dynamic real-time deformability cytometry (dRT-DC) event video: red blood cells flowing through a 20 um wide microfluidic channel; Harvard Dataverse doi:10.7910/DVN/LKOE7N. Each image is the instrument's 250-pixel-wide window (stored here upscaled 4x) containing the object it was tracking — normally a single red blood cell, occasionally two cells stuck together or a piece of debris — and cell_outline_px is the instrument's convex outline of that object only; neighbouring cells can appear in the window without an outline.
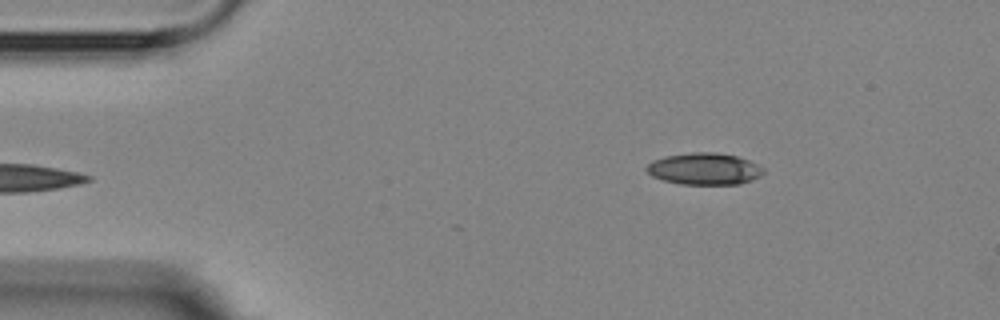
{"species": "Egyptian fruit bat (a non-hibernating species)", "species_latin": "Rousettus aegyptiacus", "temperature_condition": "room temperature", "stored_images_in_passage": 5, "camera_frame_rate_fps": 3000, "um_per_image_px": 0.085, "animal": {"sex": "female"}, "frame": {"image": 1, "passage_image": 5, "time_ms": 5.667, "image_size_px": [1000, 320], "cell_outline_px": [[764, 172], [760, 176], [752, 180], [740, 184], [680, 184], [664, 180], [652, 176], [644, 168], [652, 160], [664, 156], [692, 152], [716, 152], [736, 156], [748, 160], [764, 168]], "centroid_in_image_um": [59.86, 14.35], "position_along_channel_um": 25.1, "area_um2": 21.68}}